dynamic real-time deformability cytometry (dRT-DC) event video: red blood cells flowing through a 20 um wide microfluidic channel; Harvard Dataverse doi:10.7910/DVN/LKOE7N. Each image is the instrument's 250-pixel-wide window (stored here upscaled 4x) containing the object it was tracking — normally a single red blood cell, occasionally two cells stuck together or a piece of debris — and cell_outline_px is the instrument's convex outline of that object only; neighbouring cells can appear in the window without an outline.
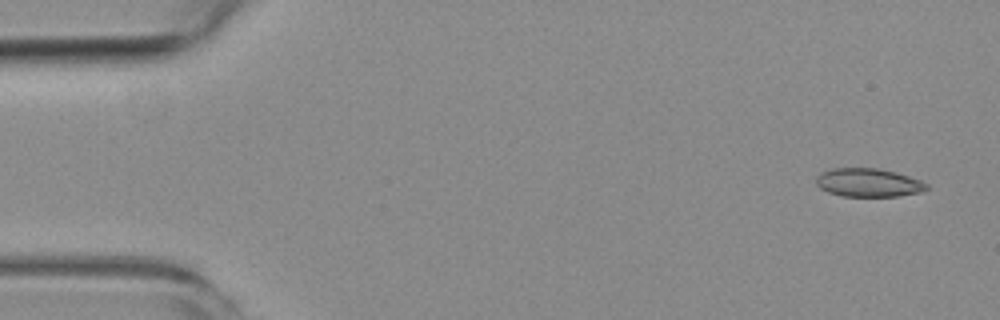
{"species": "common noctule bat (a hibernating species)", "species_latin": "Nyctalus noctula", "temperature_condition": "room temperature", "stored_images_in_passage": 6, "camera_frame_rate_fps": 3000, "um_per_image_px": 0.085, "animal": {"sex": "female", "body_mass_g": 19.3, "forearm_length_mm": 54.1}, "frame": {"image": 1, "passage_image": 1, "time_ms": 0.0, "image_size_px": [1000, 320], "cell_outline_px": [[928, 188], [920, 192], [900, 196], [840, 196], [828, 192], [820, 188], [816, 184], [816, 176], [820, 172], [832, 168], [880, 168], [896, 172], [920, 180], [928, 184]], "centroid_in_image_um": [73.79, 15.52], "position_along_channel_um": 11.2, "area_um2": 18.44}}
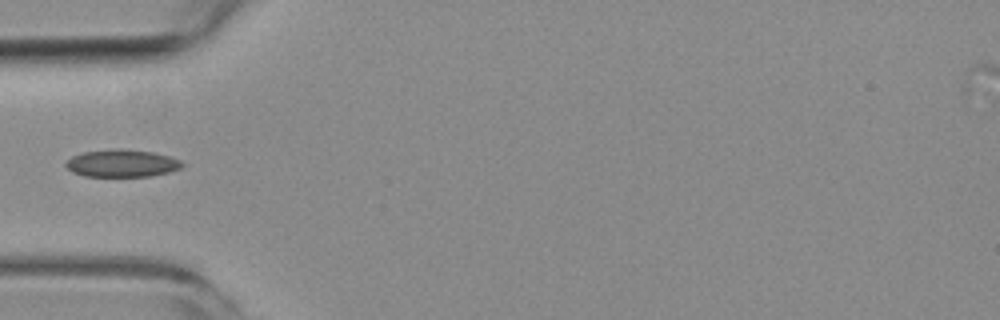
{"frame": {"image": 2, "passage_image": 5, "time_ms": 5.0, "image_size_px": [1000, 320], "cell_outline_px": [[184, 164], [180, 168], [168, 172], [152, 176], [84, 176], [72, 172], [64, 164], [72, 156], [84, 152], [116, 148], [124, 148], [152, 152], [168, 156], [180, 160]], "centroid_in_image_um": [10.35, 13.87], "position_along_channel_um": 74.6, "area_um2": 18.55}}
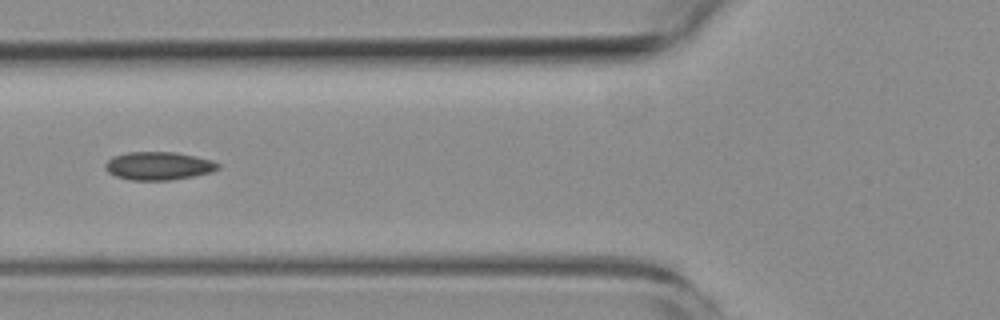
{"frame": {"image": 3, "passage_image": 6, "time_ms": 6.0, "image_size_px": [1000, 320], "cell_outline_px": [[220, 168], [212, 172], [172, 180], [132, 180], [116, 176], [108, 172], [104, 168], [104, 164], [112, 156], [128, 152], [176, 152], [196, 156], [212, 160], [220, 164]], "centroid_in_image_um": [13.48, 14.09], "position_along_channel_um": 112.3, "area_um2": 18.61}}